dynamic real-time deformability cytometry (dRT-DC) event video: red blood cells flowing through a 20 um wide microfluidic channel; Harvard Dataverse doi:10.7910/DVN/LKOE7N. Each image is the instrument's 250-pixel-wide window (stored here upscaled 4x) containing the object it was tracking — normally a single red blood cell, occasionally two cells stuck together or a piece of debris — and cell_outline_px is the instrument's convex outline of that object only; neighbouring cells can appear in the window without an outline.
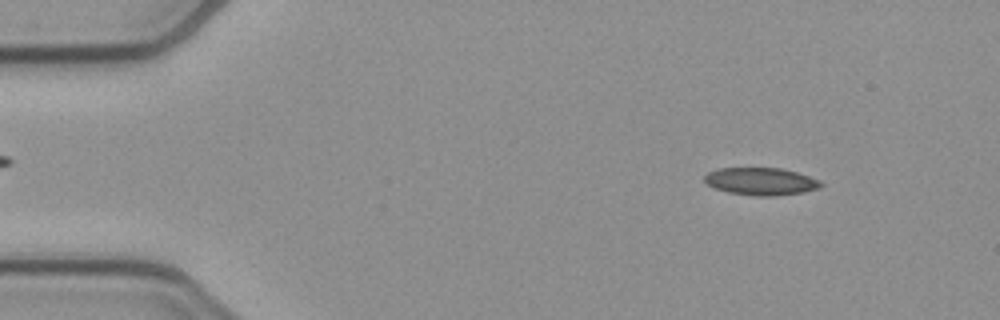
{"species": "common noctule bat (a hibernating species)", "species_latin": "Nyctalus noctula", "temperature_condition": "cold", "stored_images_in_passage": 50, "camera_frame_rate_fps": 3000, "um_per_image_px": 0.085, "animal": {"sex": "female", "body_mass_g": 21.9}, "frame": {"image": 1, "passage_image": 4, "time_ms": 1.0, "image_size_px": [1000, 320], "cell_outline_px": [[824, 184], [820, 188], [804, 192], [776, 196], [752, 196], [728, 192], [716, 188], [708, 184], [704, 180], [704, 176], [708, 172], [720, 168], [780, 168], [796, 172], [820, 180]], "centroid_in_image_um": [64.7, 15.42], "position_along_channel_um": 20.3, "area_um2": 18.67}}
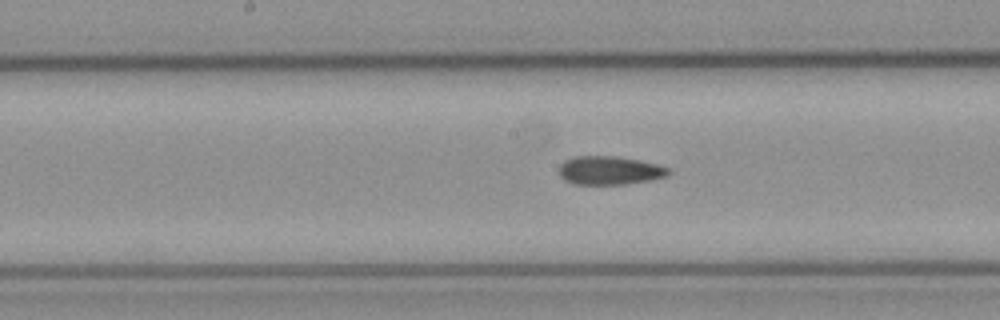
{"frame": {"image": 2, "passage_image": 24, "time_ms": 7.667, "image_size_px": [1000, 320], "cell_outline_px": [[672, 172], [668, 176], [652, 180], [624, 184], [572, 184], [564, 180], [560, 176], [560, 164], [564, 160], [576, 156], [616, 156], [640, 160], [656, 164], [668, 168]], "centroid_in_image_um": [51.83, 14.49], "position_along_channel_um": 196.4, "area_um2": 18.32}}
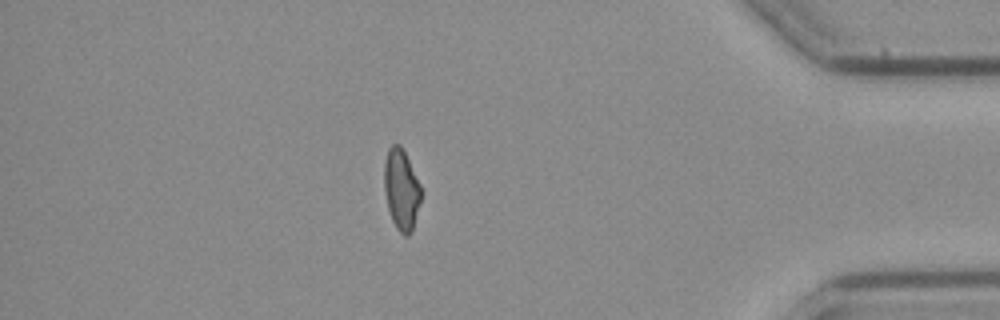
{"frame": {"image": 3, "passage_image": 43, "time_ms": 14.0, "image_size_px": [1000, 320], "cell_outline_px": [[424, 192], [412, 232], [408, 236], [404, 236], [396, 228], [392, 220], [388, 208], [384, 188], [384, 164], [388, 148], [392, 144], [400, 144]], "centroid_in_image_um": [34.14, 16.14], "position_along_channel_um": 401.1, "area_um2": 17.57}, "authors_computed_cell_mechanics": {"area_um2": 18.3515, "velocity_mm_per_s": 3.8951, "shape_relaxation_time_tau1_ms": null, "shape_relaxation_time_tau2_ms": 3.1239, "deformation_change_tau1": null, "deformation_change_tau2": 0.1052}}